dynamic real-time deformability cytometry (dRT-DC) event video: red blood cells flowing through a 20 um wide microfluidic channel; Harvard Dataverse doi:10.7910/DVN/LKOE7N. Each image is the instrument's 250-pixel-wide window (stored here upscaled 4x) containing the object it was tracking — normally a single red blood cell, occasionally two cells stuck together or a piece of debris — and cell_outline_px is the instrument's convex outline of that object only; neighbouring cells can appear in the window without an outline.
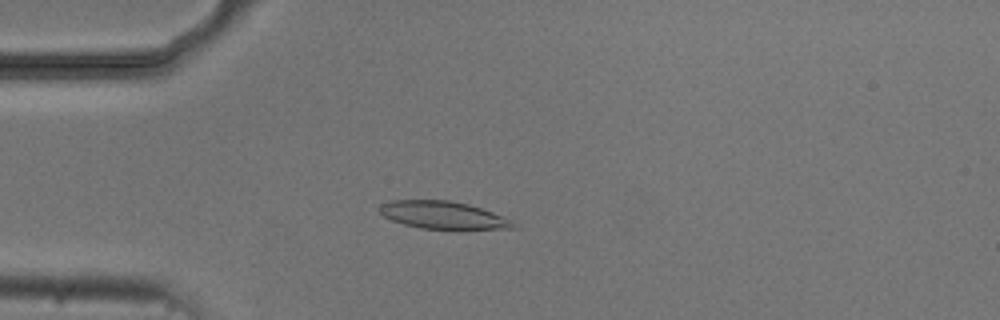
{"species": "common noctule bat (a hibernating species)", "species_latin": "Nyctalus noctula", "temperature_condition": "cold", "stored_images_in_passage": 5, "camera_frame_rate_fps": 3000, "um_per_image_px": 0.085, "animal": {"sex": "male", "body_mass_g": 20.5, "forearm_length_mm": 52.5}, "frame": {"image": 1, "passage_image": 2, "time_ms": 1.0, "image_size_px": [1000, 320], "cell_outline_px": [[520, 224], [516, 228], [420, 228], [404, 224], [392, 220], [384, 216], [376, 208], [380, 204], [392, 200], [448, 200], [468, 204], [492, 212], [512, 220]], "centroid_in_image_um": [37.63, 18.26], "position_along_channel_um": 47.4, "area_um2": 21.21}}
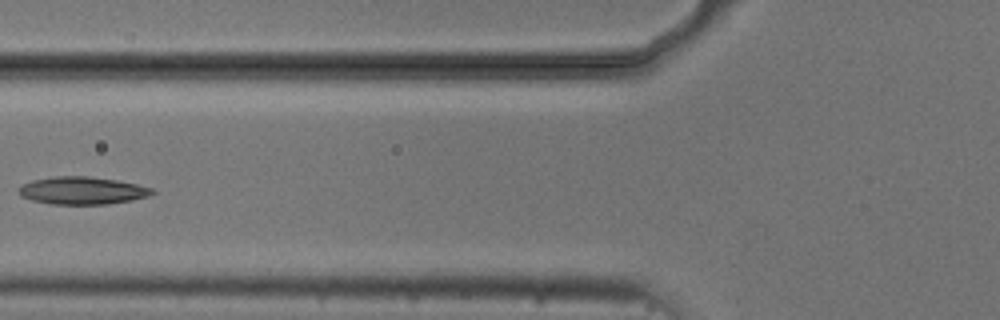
{"frame": {"image": 2, "passage_image": 4, "time_ms": 3.333, "image_size_px": [1000, 320], "cell_outline_px": [[156, 192], [148, 196], [132, 200], [108, 204], [52, 204], [32, 200], [20, 196], [20, 188], [24, 184], [32, 180], [52, 176], [88, 176], [116, 180], [136, 184], [152, 188]], "centroid_in_image_um": [7.01, 16.19], "position_along_channel_um": 118.8, "area_um2": 21.33}}
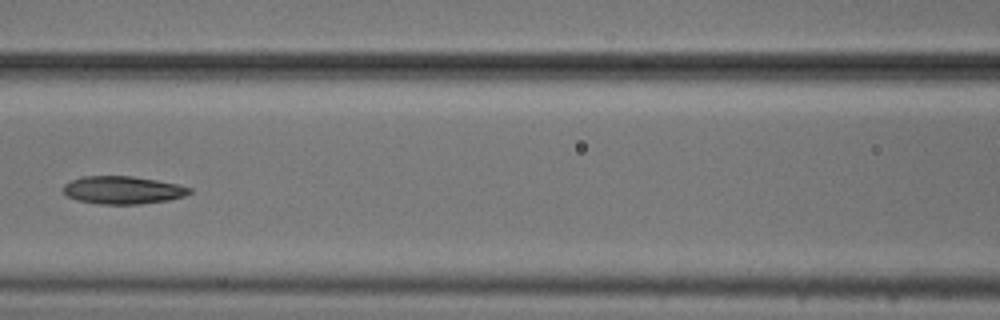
{"frame": {"image": 3, "passage_image": 5, "time_ms": 4.333, "image_size_px": [1000, 320], "cell_outline_px": [[192, 192], [184, 196], [168, 200], [140, 204], [100, 204], [76, 200], [68, 196], [64, 192], [64, 184], [72, 180], [84, 176], [132, 176], [156, 180], [176, 184], [192, 188]], "centroid_in_image_um": [10.44, 16.16], "position_along_channel_um": 156.2, "area_um2": 20.35}}